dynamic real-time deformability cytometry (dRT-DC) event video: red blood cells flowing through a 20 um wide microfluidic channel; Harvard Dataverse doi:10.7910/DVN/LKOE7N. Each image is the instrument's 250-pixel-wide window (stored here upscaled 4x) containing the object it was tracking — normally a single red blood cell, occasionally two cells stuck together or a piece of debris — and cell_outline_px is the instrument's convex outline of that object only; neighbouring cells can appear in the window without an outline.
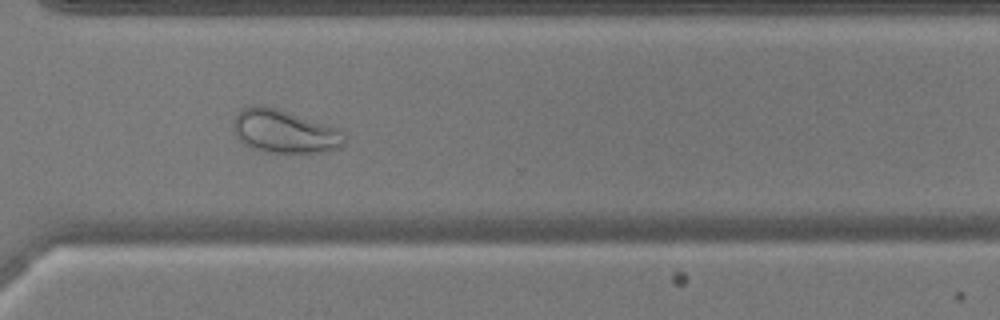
{"species": "common noctule bat (a hibernating species)", "species_latin": "Nyctalus noctula", "temperature_condition": "warm", "stored_images_in_passage": 45, "camera_frame_rate_fps": 3000, "um_per_image_px": 0.085, "animal": {"sex": "male", "body_mass_g": 17.9, "forearm_length_mm": 54.2}, "frame": {"image": 1, "passage_image": 32, "time_ms": 10.333, "image_size_px": [1000, 320], "cell_outline_px": [[348, 140], [340, 148], [328, 152], [264, 152], [252, 148], [244, 144], [236, 136], [232, 128], [232, 120], [244, 108], [252, 104], [264, 104], [340, 128], [344, 132]], "centroid_in_image_um": [24.21, 11.16], "position_along_channel_um": 346.4, "area_um2": 28.55}}